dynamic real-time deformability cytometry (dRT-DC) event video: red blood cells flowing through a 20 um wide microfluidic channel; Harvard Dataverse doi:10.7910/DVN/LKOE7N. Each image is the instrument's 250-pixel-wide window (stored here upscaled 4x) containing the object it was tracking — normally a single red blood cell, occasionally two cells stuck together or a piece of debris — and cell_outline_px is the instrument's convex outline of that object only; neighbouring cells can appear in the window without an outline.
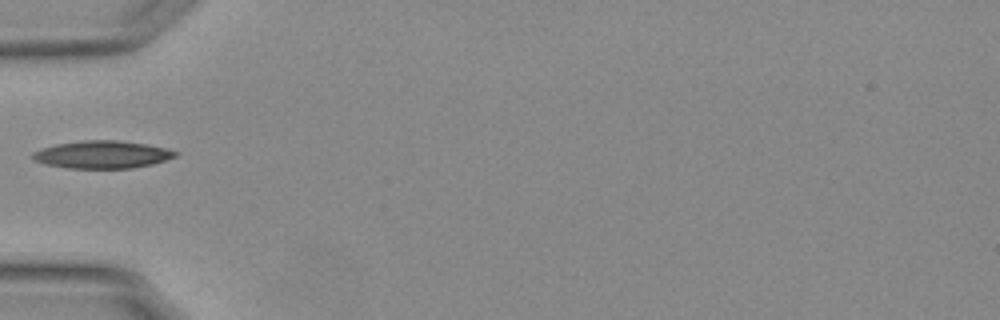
{"species": "Egyptian fruit bat (a non-hibernating species)", "species_latin": "Rousettus aegyptiacus", "temperature_condition": "warm", "stored_images_in_passage": 36, "camera_frame_rate_fps": 3000, "um_per_image_px": 0.085, "animal": {"sex": "female"}, "frame": {"image": 1, "passage_image": 1, "time_ms": 0.0, "image_size_px": [1000, 320], "cell_outline_px": [[176, 156], [152, 164], [132, 168], [68, 168], [44, 164], [32, 160], [32, 152], [40, 148], [56, 144], [80, 140], [120, 140], [148, 144], [168, 148], [176, 152]], "centroid_in_image_um": [8.64, 13.13], "position_along_channel_um": 76.4, "area_um2": 23.12}}
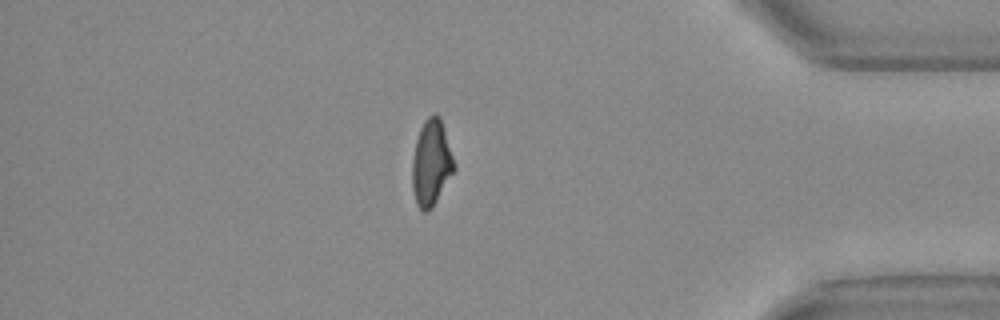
{"frame": {"image": 2, "passage_image": 29, "time_ms": 9.333, "image_size_px": [1000, 320], "cell_outline_px": [[456, 168], [432, 208], [428, 212], [424, 212], [416, 204], [412, 188], [412, 160], [416, 140], [420, 128], [424, 120], [428, 116], [436, 112], [440, 116]], "centroid_in_image_um": [36.64, 13.85], "position_along_channel_um": 398.6, "area_um2": 20.98}}
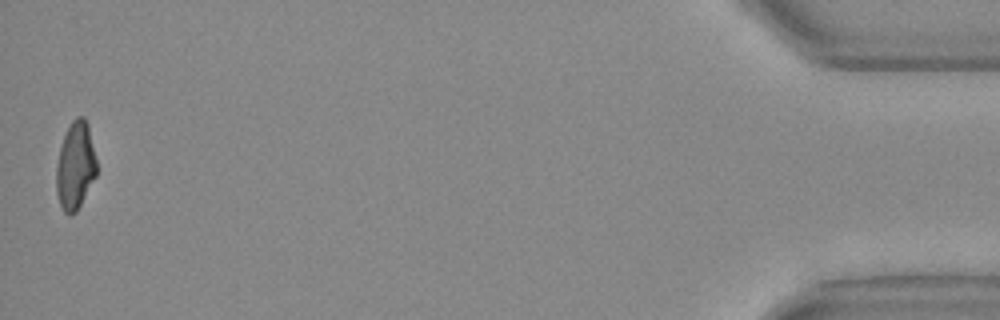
{"frame": {"image": 3, "passage_image": 36, "time_ms": 11.667, "image_size_px": [1000, 320], "cell_outline_px": [[96, 176], [76, 212], [68, 216], [64, 212], [60, 204], [56, 192], [56, 168], [60, 148], [64, 136], [72, 120], [76, 116], [84, 116], [88, 124], [96, 160]], "centroid_in_image_um": [6.4, 14.1], "position_along_channel_um": 428.8, "area_um2": 20.46}, "authors_computed_cell_mechanics": {"area_um2": 20.9814, "velocity_mm_per_s": 3.7754, "shape_relaxation_time_tau1_ms": 5.3083, "shape_relaxation_time_tau2_ms": 1.9616, "deformation_change_tau1": 0.1938, "deformation_change_tau2": 0.0774}}